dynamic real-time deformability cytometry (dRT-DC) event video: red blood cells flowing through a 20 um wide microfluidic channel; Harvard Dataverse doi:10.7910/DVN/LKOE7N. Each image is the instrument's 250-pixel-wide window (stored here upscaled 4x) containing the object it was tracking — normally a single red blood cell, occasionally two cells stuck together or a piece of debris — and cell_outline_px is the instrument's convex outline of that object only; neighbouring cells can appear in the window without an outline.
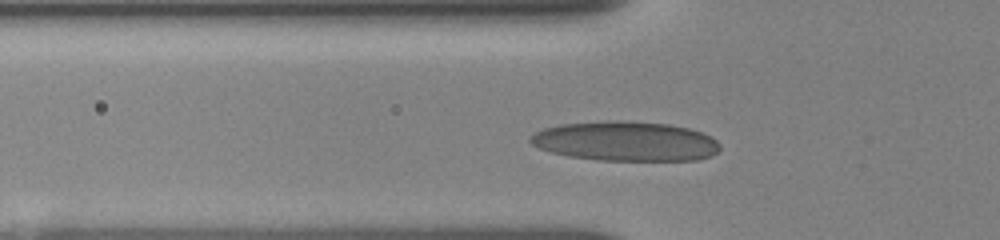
{"species": "human", "species_latin": "Homo sapiens", "temperature_condition": "room temperature", "stored_images_in_passage": 14, "camera_frame_rate_fps": 3000, "um_per_image_px": 0.085, "donor": {"sex": "female"}, "frame": {"image": 1, "passage_image": 8, "time_ms": 3.0, "image_size_px": [1000, 240], "cell_outline_px": [[720, 148], [712, 156], [696, 160], [600, 160], [568, 156], [552, 152], [540, 148], [532, 144], [528, 140], [536, 132], [544, 128], [560, 124], [616, 120], [620, 120], [668, 124], [688, 128], [712, 136], [720, 144]], "centroid_in_image_um": [53.19, 12.0], "position_along_channel_um": 72.6, "area_um2": 43.64}}
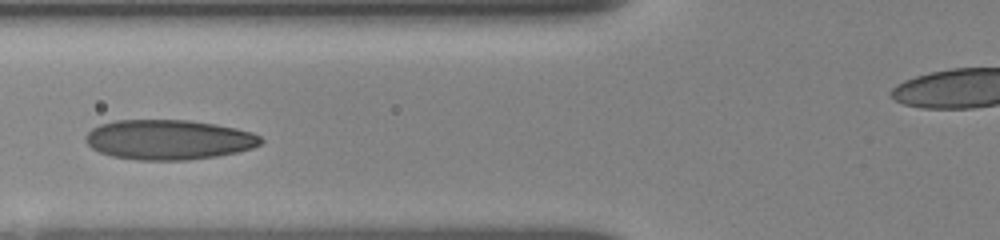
{"frame": {"image": 2, "passage_image": 11, "time_ms": 4.0, "image_size_px": [1000, 240], "cell_outline_px": [[264, 140], [260, 144], [252, 148], [236, 152], [216, 156], [188, 160], [136, 160], [112, 156], [100, 152], [92, 148], [84, 140], [84, 136], [92, 128], [100, 124], [116, 120], [188, 120], [216, 124], [236, 128], [252, 132], [260, 136]], "centroid_in_image_um": [14.32, 11.87], "position_along_channel_um": 111.5, "area_um2": 40.86}}